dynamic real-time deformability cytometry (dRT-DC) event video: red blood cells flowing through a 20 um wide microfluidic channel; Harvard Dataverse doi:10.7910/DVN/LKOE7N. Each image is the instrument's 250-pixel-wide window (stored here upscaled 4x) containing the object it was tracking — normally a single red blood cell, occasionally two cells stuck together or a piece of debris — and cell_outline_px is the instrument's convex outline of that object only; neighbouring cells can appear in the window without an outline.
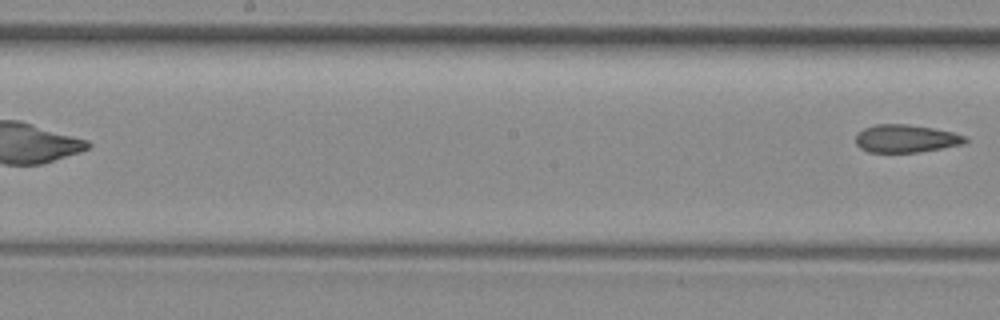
{"species": "common noctule bat (a hibernating species)", "species_latin": "Nyctalus noctula", "temperature_condition": "room temperature", "stored_images_in_passage": 7, "segment_of_instrument_passage": [2, 2], "camera_frame_rate_fps": 3000, "um_per_image_px": 0.085, "animal": {"sex": "female", "body_mass_g": 29.2, "forearm_length_mm": 56.3}, "frame": {"image": 1, "passage_image": 7, "time_ms": 8.0, "image_size_px": [1000, 320], "cell_outline_px": [[968, 140], [964, 144], [916, 152], [868, 152], [860, 148], [856, 144], [856, 136], [864, 128], [876, 124], [908, 124], [932, 128], [952, 132], [964, 136]], "centroid_in_image_um": [76.98, 11.78], "position_along_channel_um": 171.2, "area_um2": 17.57}}